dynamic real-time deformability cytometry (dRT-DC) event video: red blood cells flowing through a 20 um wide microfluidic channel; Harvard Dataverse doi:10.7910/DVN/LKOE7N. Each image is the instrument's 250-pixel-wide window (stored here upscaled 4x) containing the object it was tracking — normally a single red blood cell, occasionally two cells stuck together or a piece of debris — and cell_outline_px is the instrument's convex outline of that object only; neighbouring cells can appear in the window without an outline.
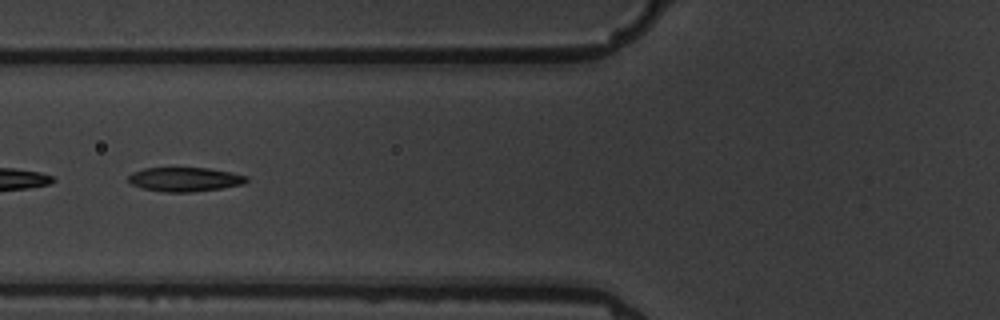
{"species": "common noctule bat (a hibernating species)", "species_latin": "Nyctalus noctula", "temperature_condition": "warm", "stored_images_in_passage": 9, "camera_frame_rate_fps": 3000, "um_per_image_px": 0.085, "animal": {"sex": "male", "body_mass_g": 19.5, "forearm_length_mm": 54.6}, "frame": {"image": 1, "passage_image": 7, "time_ms": 7.0, "image_size_px": [1000, 320], "cell_outline_px": [[248, 180], [244, 184], [220, 188], [192, 192], [164, 192], [140, 188], [132, 184], [128, 180], [128, 176], [132, 172], [144, 168], [208, 168], [232, 172], [248, 176]], "centroid_in_image_um": [15.7, 15.24], "position_along_channel_um": 110.1, "area_um2": 16.7}}
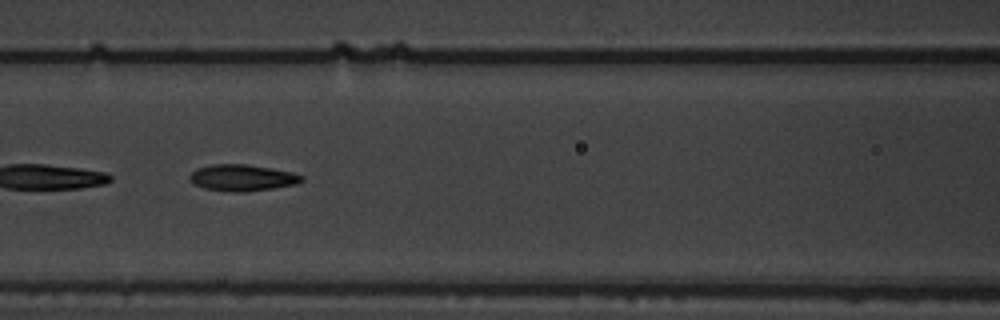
{"frame": {"image": 2, "passage_image": 8, "time_ms": 8.0, "image_size_px": [1000, 320], "cell_outline_px": [[304, 180], [296, 184], [272, 188], [244, 192], [236, 192], [204, 188], [188, 180], [188, 176], [196, 168], [212, 164], [248, 164], [272, 168], [292, 172], [304, 176]], "centroid_in_image_um": [20.59, 15.09], "position_along_channel_um": 146.0, "area_um2": 17.28}}